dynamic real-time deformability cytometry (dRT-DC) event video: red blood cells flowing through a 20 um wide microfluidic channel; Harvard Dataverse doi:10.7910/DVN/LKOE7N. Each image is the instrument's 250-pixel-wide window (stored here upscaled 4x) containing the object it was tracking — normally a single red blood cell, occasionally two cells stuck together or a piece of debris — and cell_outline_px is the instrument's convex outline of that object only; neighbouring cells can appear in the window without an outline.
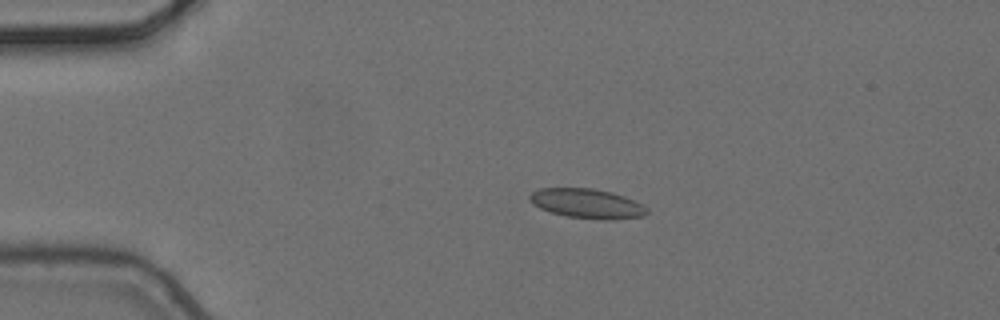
{"species": "common noctule bat (a hibernating species)", "species_latin": "Nyctalus noctula", "temperature_condition": "cold", "stored_images_in_passage": 14, "camera_frame_rate_fps": 3000, "um_per_image_px": 0.085, "animal": {"sex": "female", "body_mass_g": 24.6, "forearm_length_mm": 56.2}, "frame": {"image": 1, "passage_image": 4, "time_ms": 1.0, "image_size_px": [1000, 320], "cell_outline_px": [[648, 212], [644, 216], [604, 220], [568, 216], [552, 212], [540, 208], [528, 196], [532, 192], [540, 188], [592, 188], [612, 192], [624, 196], [648, 208]], "centroid_in_image_um": [49.92, 17.29], "position_along_channel_um": 35.1, "area_um2": 19.83}}
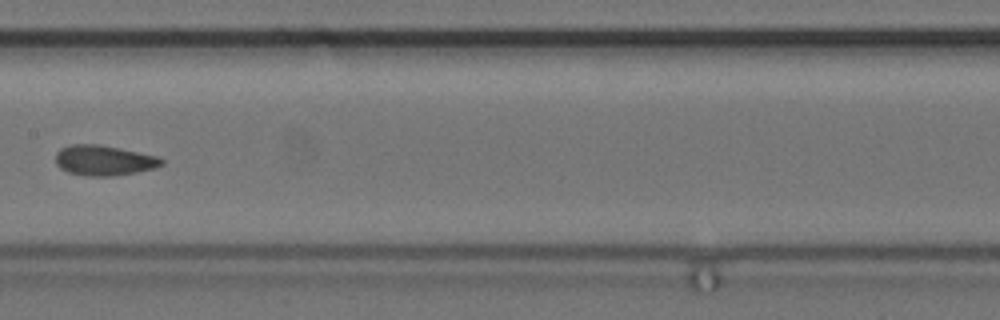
{"frame": {"image": 2, "passage_image": 8, "time_ms": 2.333, "image_size_px": [1000, 320], "cell_outline_px": [[164, 164], [156, 168], [136, 172], [112, 176], [84, 176], [68, 172], [60, 168], [56, 164], [56, 152], [60, 148], [72, 144], [100, 144], [120, 148], [156, 156], [164, 160]], "centroid_in_image_um": [8.82, 13.63], "position_along_channel_um": 198.6, "area_um2": 18.79}}
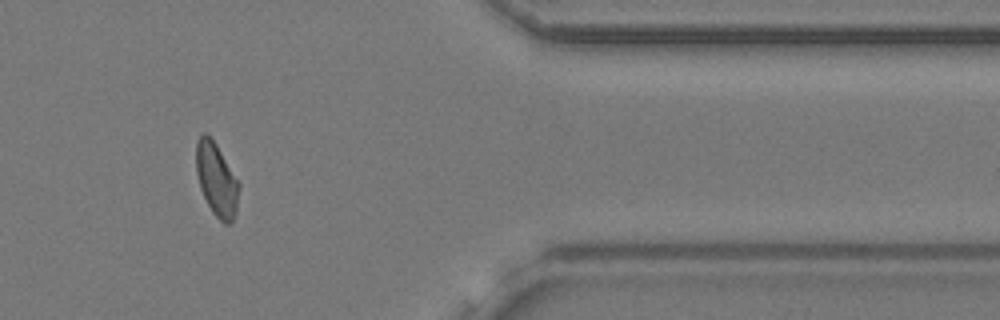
{"frame": {"image": 3, "passage_image": 13, "time_ms": 4.0, "image_size_px": [1000, 320], "cell_outline_px": [[240, 184], [236, 212], [232, 220], [228, 224], [224, 224], [212, 212], [200, 188], [196, 172], [196, 140], [204, 132], [208, 132], [216, 144]], "centroid_in_image_um": [18.39, 15.24], "position_along_channel_um": 393.0, "area_um2": 18.21}}